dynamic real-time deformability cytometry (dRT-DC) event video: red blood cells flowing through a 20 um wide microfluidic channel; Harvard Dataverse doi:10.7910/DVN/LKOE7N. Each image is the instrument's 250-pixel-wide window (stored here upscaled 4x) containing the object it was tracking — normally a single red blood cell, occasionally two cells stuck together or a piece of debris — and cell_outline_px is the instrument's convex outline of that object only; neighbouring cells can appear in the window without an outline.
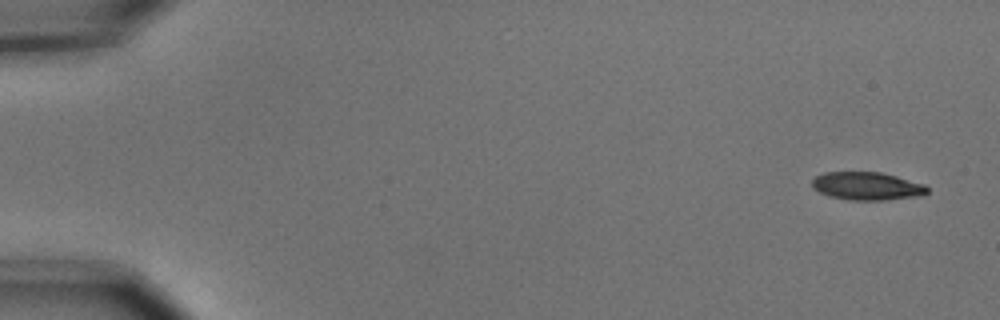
{"species": "common noctule bat (a hibernating species)", "species_latin": "Nyctalus noctula", "temperature_condition": "cold", "stored_images_in_passage": 6, "segment_of_instrument_passage": [1, 2], "camera_frame_rate_fps": 3000, "um_per_image_px": 0.085, "animal": {"sex": "male", "body_mass_g": 15.6}, "frame": {"image": 1, "passage_image": 1, "time_ms": 0.0, "image_size_px": [1000, 320], "cell_outline_px": [[928, 192], [924, 196], [888, 200], [848, 200], [828, 196], [812, 188], [812, 180], [816, 176], [824, 172], [880, 172], [896, 176], [924, 184], [928, 188]], "centroid_in_image_um": [73.71, 15.83], "position_along_channel_um": 11.3, "area_um2": 19.02}}
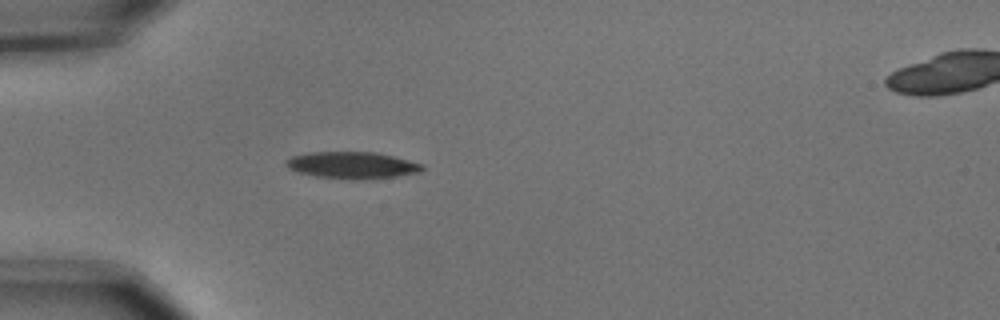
{"frame": {"image": 2, "passage_image": 5, "time_ms": 1.333, "image_size_px": [1000, 320], "cell_outline_px": [[424, 168], [420, 172], [396, 176], [356, 180], [348, 180], [316, 176], [300, 172], [288, 168], [284, 164], [284, 160], [292, 156], [308, 152], [376, 152], [424, 164]], "centroid_in_image_um": [29.91, 14.04], "position_along_channel_um": 55.1, "area_um2": 21.33}}